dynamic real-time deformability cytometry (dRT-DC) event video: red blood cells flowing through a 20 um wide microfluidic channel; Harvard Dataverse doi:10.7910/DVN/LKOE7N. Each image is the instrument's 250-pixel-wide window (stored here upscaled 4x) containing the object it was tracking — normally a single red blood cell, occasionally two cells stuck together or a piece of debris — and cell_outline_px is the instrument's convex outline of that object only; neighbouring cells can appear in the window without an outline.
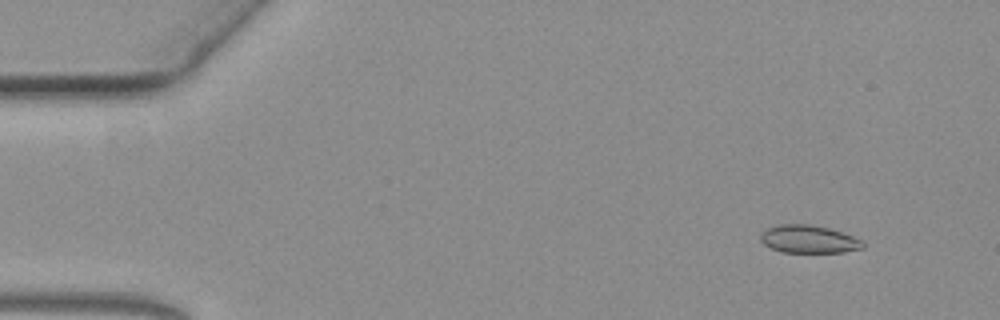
{"species": "common noctule bat (a hibernating species)", "species_latin": "Nyctalus noctula", "temperature_condition": "warm", "stored_images_in_passage": 59, "camera_frame_rate_fps": 3000, "um_per_image_px": 0.085, "animal": {"sex": "female", "body_mass_g": 19.3, "forearm_length_mm": 54.1}, "frame": {"image": 1, "passage_image": 4, "time_ms": 1.0, "image_size_px": [1000, 320], "cell_outline_px": [[864, 248], [844, 252], [780, 252], [764, 244], [760, 240], [760, 232], [768, 228], [780, 224], [808, 224], [828, 228], [852, 236], [860, 240], [864, 244]], "centroid_in_image_um": [68.7, 20.33], "position_along_channel_um": 16.3, "area_um2": 16.47}}
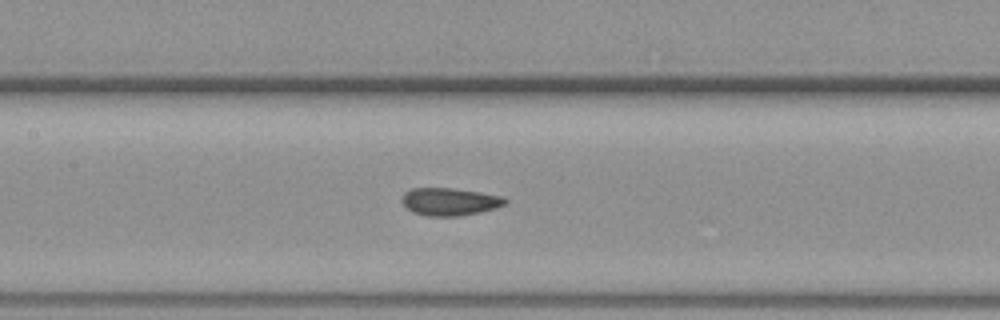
{"frame": {"image": 2, "passage_image": 27, "time_ms": 8.667, "image_size_px": [1000, 320], "cell_outline_px": [[508, 200], [504, 204], [496, 208], [480, 212], [460, 216], [428, 216], [412, 212], [400, 200], [404, 192], [412, 188], [452, 188], [480, 192], [504, 196]], "centroid_in_image_um": [38.23, 17.14], "position_along_channel_um": 169.2, "area_um2": 16.7}}
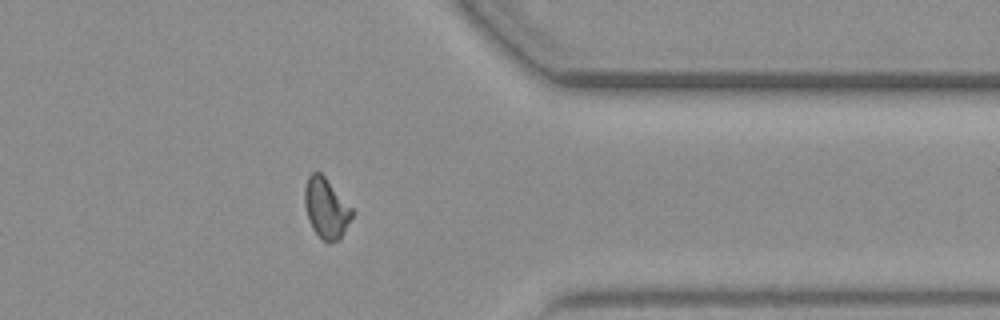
{"frame": {"image": 3, "passage_image": 47, "time_ms": 15.333, "image_size_px": [1000, 320], "cell_outline_px": [[356, 212], [340, 240], [328, 244], [312, 228], [308, 220], [304, 204], [304, 188], [308, 176], [312, 172], [320, 172], [324, 176]], "centroid_in_image_um": [27.74, 17.72], "position_along_channel_um": 383.7, "area_um2": 16.88}}